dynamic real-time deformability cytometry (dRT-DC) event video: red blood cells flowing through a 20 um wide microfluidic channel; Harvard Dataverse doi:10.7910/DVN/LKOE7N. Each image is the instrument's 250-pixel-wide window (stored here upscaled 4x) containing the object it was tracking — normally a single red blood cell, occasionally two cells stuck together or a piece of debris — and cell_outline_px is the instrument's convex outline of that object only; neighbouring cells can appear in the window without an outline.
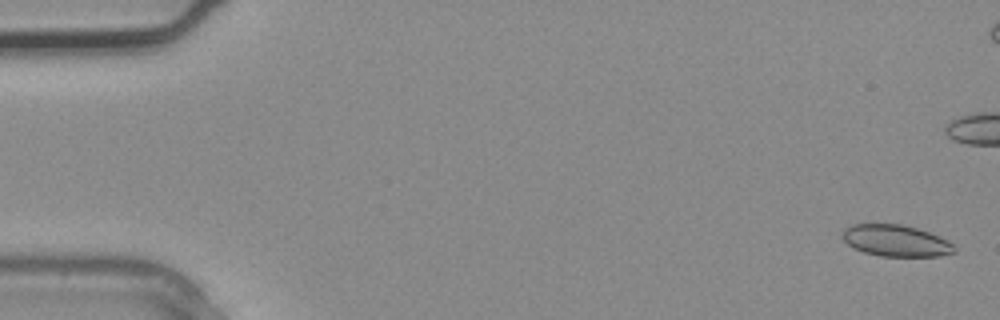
{"species": "common noctule bat (a hibernating species)", "species_latin": "Nyctalus noctula", "temperature_condition": "warm", "stored_images_in_passage": 3, "segment_of_instrument_passage": [2, 2], "camera_frame_rate_fps": 3000, "um_per_image_px": 0.085, "animal": {"sex": "male", "body_mass_g": 20.4}, "frame": {"image": 1, "passage_image": 3, "time_ms": 0.667, "image_size_px": [1000, 320], "cell_outline_px": [[956, 252], [940, 256], [880, 256], [864, 252], [852, 248], [840, 236], [840, 232], [844, 228], [852, 224], [900, 224], [916, 228], [928, 232], [952, 244], [956, 248]], "centroid_in_image_um": [76.07, 20.46], "position_along_channel_um": 8.9, "area_um2": 20.52}}